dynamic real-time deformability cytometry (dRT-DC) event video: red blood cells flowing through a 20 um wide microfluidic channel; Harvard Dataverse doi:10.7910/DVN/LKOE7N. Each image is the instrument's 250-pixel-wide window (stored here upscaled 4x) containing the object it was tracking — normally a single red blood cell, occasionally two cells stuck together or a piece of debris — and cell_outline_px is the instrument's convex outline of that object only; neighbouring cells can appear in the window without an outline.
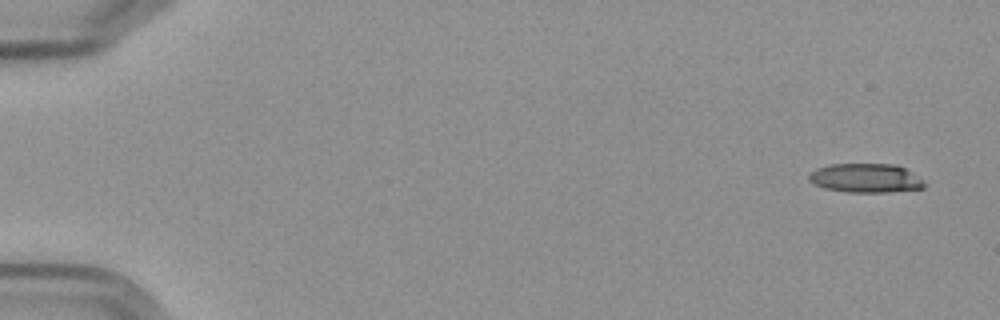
{"species": "Egyptian fruit bat (a non-hibernating species)", "species_latin": "Rousettus aegyptiacus", "temperature_condition": "cold", "stored_images_in_passage": 8, "camera_frame_rate_fps": 3000, "um_per_image_px": 0.085, "frame": {"image": 1, "passage_image": 1, "time_ms": 0.0, "image_size_px": [1000, 320], "cell_outline_px": [[928, 184], [924, 188], [888, 192], [844, 192], [824, 188], [812, 184], [808, 180], [808, 176], [816, 168], [828, 164], [896, 164], [904, 168], [924, 180]], "centroid_in_image_um": [73.57, 15.14], "position_along_channel_um": 11.4, "area_um2": 19.77}}
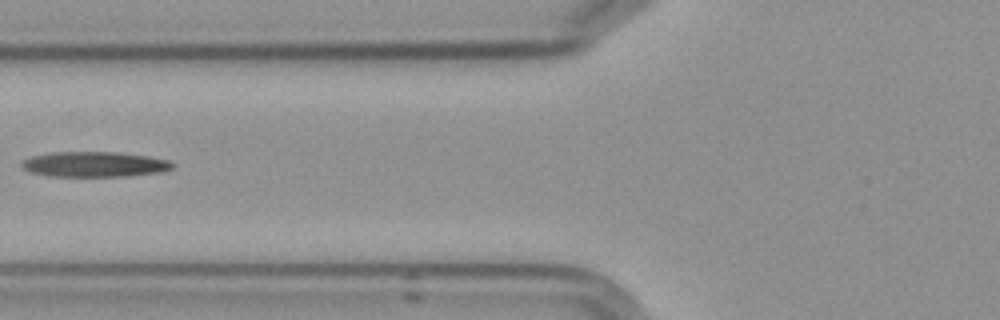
{"frame": {"image": 2, "passage_image": 7, "time_ms": 7.0, "image_size_px": [1000, 320], "cell_outline_px": [[176, 164], [172, 168], [160, 172], [128, 176], [52, 176], [32, 172], [20, 168], [20, 164], [24, 160], [32, 156], [48, 152], [120, 152], [148, 156], [168, 160]], "centroid_in_image_um": [8.03, 13.96], "position_along_channel_um": 117.8, "area_um2": 22.25}}
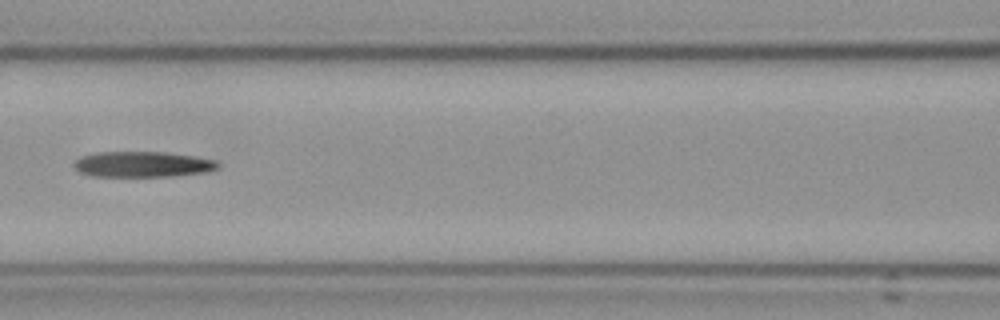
{"frame": {"image": 3, "passage_image": 8, "time_ms": 8.0, "image_size_px": [1000, 320], "cell_outline_px": [[220, 164], [216, 168], [204, 172], [172, 176], [92, 176], [80, 172], [72, 164], [80, 156], [96, 152], [164, 152], [192, 156], [216, 160]], "centroid_in_image_um": [12.08, 13.96], "position_along_channel_um": 154.5, "area_um2": 21.33}}